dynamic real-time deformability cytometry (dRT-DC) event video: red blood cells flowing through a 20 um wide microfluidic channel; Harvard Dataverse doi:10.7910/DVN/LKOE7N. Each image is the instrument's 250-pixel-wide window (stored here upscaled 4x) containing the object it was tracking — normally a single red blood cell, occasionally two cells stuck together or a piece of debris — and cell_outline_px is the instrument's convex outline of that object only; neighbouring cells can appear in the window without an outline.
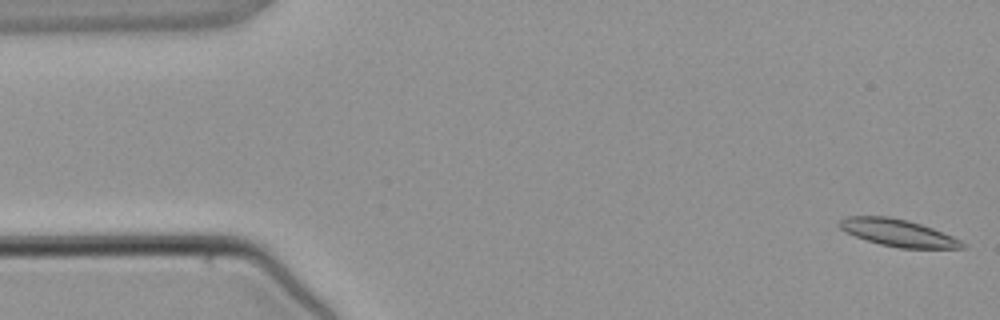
{"species": "common noctule bat (a hibernating species)", "species_latin": "Nyctalus noctula", "temperature_condition": "warm", "stored_images_in_passage": 4, "camera_frame_rate_fps": 3000, "um_per_image_px": 0.085, "animal": {"sex": "male", "body_mass_g": 21.5, "forearm_length_mm": 52.0}, "frame": {"image": 1, "passage_image": 1, "time_ms": 0.0, "image_size_px": [1000, 320], "cell_outline_px": [[968, 248], [900, 248], [880, 244], [844, 232], [836, 224], [844, 216], [888, 216], [908, 220], [932, 228], [952, 236], [968, 244]], "centroid_in_image_um": [76.32, 19.78], "position_along_channel_um": 8.7, "area_um2": 19.48}}
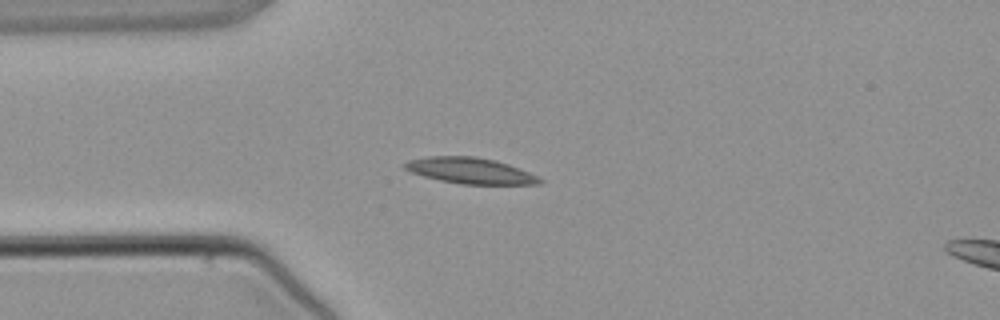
{"frame": {"image": 2, "passage_image": 3, "time_ms": 3.333, "image_size_px": [1000, 320], "cell_outline_px": [[544, 180], [540, 184], [460, 184], [440, 180], [424, 176], [412, 172], [404, 168], [404, 164], [408, 160], [428, 156], [476, 156], [496, 160], [508, 164], [528, 172]], "centroid_in_image_um": [39.97, 14.5], "position_along_channel_um": 45.0, "area_um2": 20.29}}
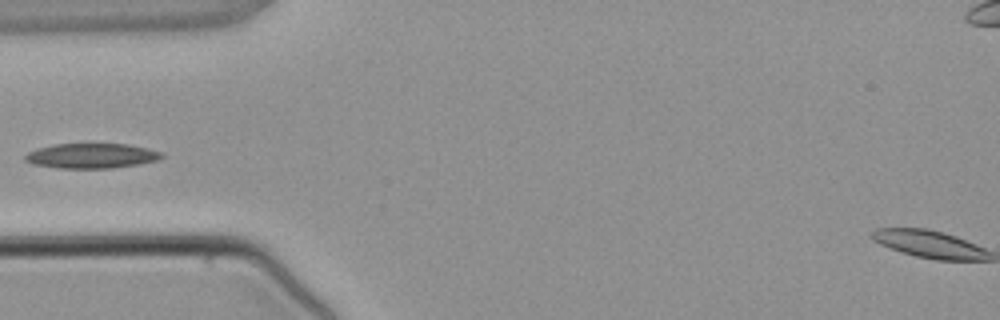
{"frame": {"image": 3, "passage_image": 4, "time_ms": 4.333, "image_size_px": [1000, 320], "cell_outline_px": [[164, 156], [156, 160], [136, 164], [112, 168], [60, 168], [32, 164], [24, 160], [24, 156], [28, 152], [36, 148], [56, 144], [128, 144], [148, 148], [164, 152]], "centroid_in_image_um": [7.76, 13.24], "position_along_channel_um": 77.2, "area_um2": 19.83}}